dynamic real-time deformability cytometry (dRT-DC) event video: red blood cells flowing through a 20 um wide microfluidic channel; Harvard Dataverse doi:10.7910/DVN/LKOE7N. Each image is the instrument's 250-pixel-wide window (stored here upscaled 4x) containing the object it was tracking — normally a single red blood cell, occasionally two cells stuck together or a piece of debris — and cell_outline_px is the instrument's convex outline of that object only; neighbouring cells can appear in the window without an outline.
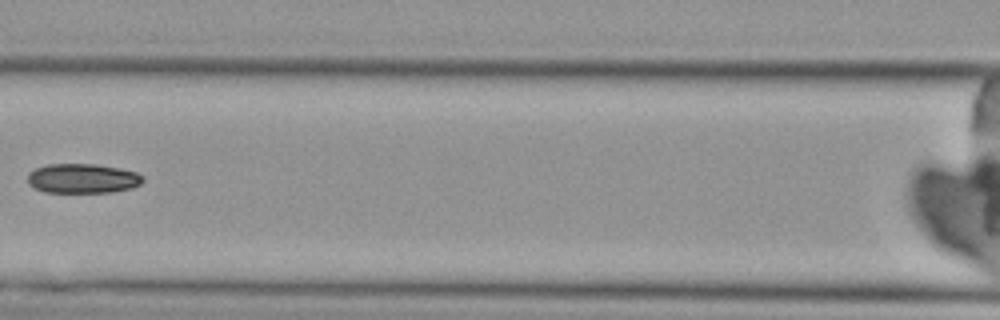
{"species": "Egyptian fruit bat (a non-hibernating species)", "species_latin": "Rousettus aegyptiacus", "temperature_condition": "cold", "stored_images_in_passage": 6, "camera_frame_rate_fps": 3000, "um_per_image_px": 0.085, "animal": {"sex": "female"}, "frame": {"image": 1, "passage_image": 5, "time_ms": 4.667, "image_size_px": [1000, 320], "cell_outline_px": [[144, 180], [140, 184], [132, 188], [112, 192], [44, 192], [32, 188], [28, 184], [28, 172], [36, 168], [48, 164], [96, 164], [120, 168], [136, 172], [144, 176]], "centroid_in_image_um": [7.01, 15.17], "position_along_channel_um": 159.6, "area_um2": 20.06}}
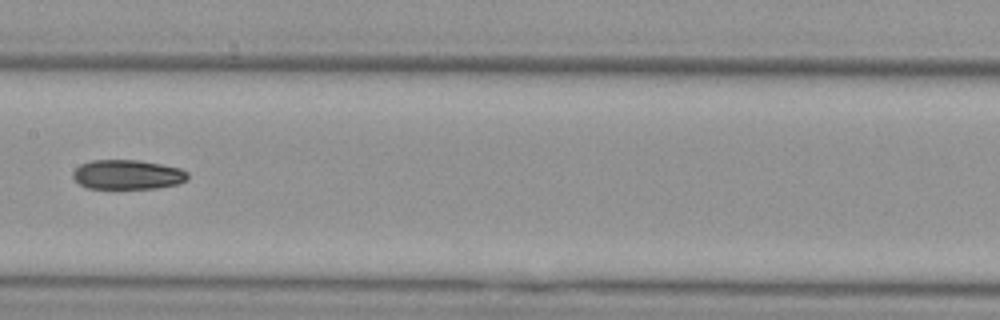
{"frame": {"image": 2, "passage_image": 6, "time_ms": 5.667, "image_size_px": [1000, 320], "cell_outline_px": [[188, 176], [184, 180], [176, 184], [156, 188], [88, 188], [80, 184], [72, 176], [72, 172], [80, 164], [92, 160], [140, 160], [180, 168], [188, 172]], "centroid_in_image_um": [10.81, 14.83], "position_along_channel_um": 196.6, "area_um2": 19.59}}